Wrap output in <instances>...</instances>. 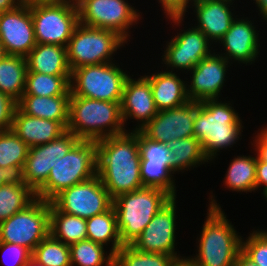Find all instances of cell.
<instances>
[{
	"label": "cell",
	"mask_w": 267,
	"mask_h": 266,
	"mask_svg": "<svg viewBox=\"0 0 267 266\" xmlns=\"http://www.w3.org/2000/svg\"><path fill=\"white\" fill-rule=\"evenodd\" d=\"M97 175L110 196L143 188L137 131L96 141Z\"/></svg>",
	"instance_id": "1"
},
{
	"label": "cell",
	"mask_w": 267,
	"mask_h": 266,
	"mask_svg": "<svg viewBox=\"0 0 267 266\" xmlns=\"http://www.w3.org/2000/svg\"><path fill=\"white\" fill-rule=\"evenodd\" d=\"M230 104L218 99L197 102L194 137L199 140L210 161L221 149L232 147L241 135V119Z\"/></svg>",
	"instance_id": "2"
},
{
	"label": "cell",
	"mask_w": 267,
	"mask_h": 266,
	"mask_svg": "<svg viewBox=\"0 0 267 266\" xmlns=\"http://www.w3.org/2000/svg\"><path fill=\"white\" fill-rule=\"evenodd\" d=\"M212 198L198 241L199 253L187 259L194 266H235L242 238Z\"/></svg>",
	"instance_id": "3"
},
{
	"label": "cell",
	"mask_w": 267,
	"mask_h": 266,
	"mask_svg": "<svg viewBox=\"0 0 267 266\" xmlns=\"http://www.w3.org/2000/svg\"><path fill=\"white\" fill-rule=\"evenodd\" d=\"M120 104L71 94L67 131L91 141L125 133Z\"/></svg>",
	"instance_id": "4"
},
{
	"label": "cell",
	"mask_w": 267,
	"mask_h": 266,
	"mask_svg": "<svg viewBox=\"0 0 267 266\" xmlns=\"http://www.w3.org/2000/svg\"><path fill=\"white\" fill-rule=\"evenodd\" d=\"M172 196L165 190L143 187L113 199L117 227L123 245H131Z\"/></svg>",
	"instance_id": "5"
},
{
	"label": "cell",
	"mask_w": 267,
	"mask_h": 266,
	"mask_svg": "<svg viewBox=\"0 0 267 266\" xmlns=\"http://www.w3.org/2000/svg\"><path fill=\"white\" fill-rule=\"evenodd\" d=\"M97 175V143L79 140L52 167L47 181L35 192L36 198L51 201L66 188Z\"/></svg>",
	"instance_id": "6"
},
{
	"label": "cell",
	"mask_w": 267,
	"mask_h": 266,
	"mask_svg": "<svg viewBox=\"0 0 267 266\" xmlns=\"http://www.w3.org/2000/svg\"><path fill=\"white\" fill-rule=\"evenodd\" d=\"M125 43L114 31L79 23L66 46L70 69L112 62L113 53Z\"/></svg>",
	"instance_id": "7"
},
{
	"label": "cell",
	"mask_w": 267,
	"mask_h": 266,
	"mask_svg": "<svg viewBox=\"0 0 267 266\" xmlns=\"http://www.w3.org/2000/svg\"><path fill=\"white\" fill-rule=\"evenodd\" d=\"M36 44L66 47L79 24L77 5L64 0L31 3Z\"/></svg>",
	"instance_id": "8"
},
{
	"label": "cell",
	"mask_w": 267,
	"mask_h": 266,
	"mask_svg": "<svg viewBox=\"0 0 267 266\" xmlns=\"http://www.w3.org/2000/svg\"><path fill=\"white\" fill-rule=\"evenodd\" d=\"M129 75L112 62L85 65L72 71L70 90L73 96L121 102Z\"/></svg>",
	"instance_id": "9"
},
{
	"label": "cell",
	"mask_w": 267,
	"mask_h": 266,
	"mask_svg": "<svg viewBox=\"0 0 267 266\" xmlns=\"http://www.w3.org/2000/svg\"><path fill=\"white\" fill-rule=\"evenodd\" d=\"M50 234V201L36 198L0 224V241L17 244L31 253Z\"/></svg>",
	"instance_id": "10"
},
{
	"label": "cell",
	"mask_w": 267,
	"mask_h": 266,
	"mask_svg": "<svg viewBox=\"0 0 267 266\" xmlns=\"http://www.w3.org/2000/svg\"><path fill=\"white\" fill-rule=\"evenodd\" d=\"M59 211L84 219L108 211L113 198L98 175L64 189L50 201Z\"/></svg>",
	"instance_id": "11"
},
{
	"label": "cell",
	"mask_w": 267,
	"mask_h": 266,
	"mask_svg": "<svg viewBox=\"0 0 267 266\" xmlns=\"http://www.w3.org/2000/svg\"><path fill=\"white\" fill-rule=\"evenodd\" d=\"M79 23L116 32L125 41L127 32L140 14L125 0H80L77 4Z\"/></svg>",
	"instance_id": "12"
},
{
	"label": "cell",
	"mask_w": 267,
	"mask_h": 266,
	"mask_svg": "<svg viewBox=\"0 0 267 266\" xmlns=\"http://www.w3.org/2000/svg\"><path fill=\"white\" fill-rule=\"evenodd\" d=\"M79 141L71 132L43 145L29 148L19 178L36 192L48 179L53 166Z\"/></svg>",
	"instance_id": "13"
},
{
	"label": "cell",
	"mask_w": 267,
	"mask_h": 266,
	"mask_svg": "<svg viewBox=\"0 0 267 266\" xmlns=\"http://www.w3.org/2000/svg\"><path fill=\"white\" fill-rule=\"evenodd\" d=\"M176 197H172L153 216V219L142 233L131 244L133 248L141 252L164 253L176 257L178 260L185 259L177 255L175 251V218Z\"/></svg>",
	"instance_id": "14"
},
{
	"label": "cell",
	"mask_w": 267,
	"mask_h": 266,
	"mask_svg": "<svg viewBox=\"0 0 267 266\" xmlns=\"http://www.w3.org/2000/svg\"><path fill=\"white\" fill-rule=\"evenodd\" d=\"M0 43L6 55L26 57L36 45L31 3L0 14Z\"/></svg>",
	"instance_id": "15"
},
{
	"label": "cell",
	"mask_w": 267,
	"mask_h": 266,
	"mask_svg": "<svg viewBox=\"0 0 267 266\" xmlns=\"http://www.w3.org/2000/svg\"><path fill=\"white\" fill-rule=\"evenodd\" d=\"M197 102L159 111L140 131L150 140L167 144L170 141L194 136Z\"/></svg>",
	"instance_id": "16"
},
{
	"label": "cell",
	"mask_w": 267,
	"mask_h": 266,
	"mask_svg": "<svg viewBox=\"0 0 267 266\" xmlns=\"http://www.w3.org/2000/svg\"><path fill=\"white\" fill-rule=\"evenodd\" d=\"M211 41L198 28L192 27L177 34L164 51V64L179 70H192L203 58L210 56Z\"/></svg>",
	"instance_id": "17"
},
{
	"label": "cell",
	"mask_w": 267,
	"mask_h": 266,
	"mask_svg": "<svg viewBox=\"0 0 267 266\" xmlns=\"http://www.w3.org/2000/svg\"><path fill=\"white\" fill-rule=\"evenodd\" d=\"M228 63L220 54L213 53L203 58L191 71V85H187L190 101L201 102L206 99H219L223 89Z\"/></svg>",
	"instance_id": "18"
},
{
	"label": "cell",
	"mask_w": 267,
	"mask_h": 266,
	"mask_svg": "<svg viewBox=\"0 0 267 266\" xmlns=\"http://www.w3.org/2000/svg\"><path fill=\"white\" fill-rule=\"evenodd\" d=\"M120 107L123 125L131 117L142 122L133 131H140L159 112L153 99L150 82L145 76L138 78L137 81L130 76L127 78Z\"/></svg>",
	"instance_id": "19"
},
{
	"label": "cell",
	"mask_w": 267,
	"mask_h": 266,
	"mask_svg": "<svg viewBox=\"0 0 267 266\" xmlns=\"http://www.w3.org/2000/svg\"><path fill=\"white\" fill-rule=\"evenodd\" d=\"M254 23L247 19L235 18L230 26V29L218 41L224 46L226 53L221 54L227 61L234 59L239 63H250L258 58L259 46L258 33H256ZM257 34V35H256Z\"/></svg>",
	"instance_id": "20"
},
{
	"label": "cell",
	"mask_w": 267,
	"mask_h": 266,
	"mask_svg": "<svg viewBox=\"0 0 267 266\" xmlns=\"http://www.w3.org/2000/svg\"><path fill=\"white\" fill-rule=\"evenodd\" d=\"M68 122L26 115L16 108L11 129L31 148L51 142L64 134Z\"/></svg>",
	"instance_id": "21"
},
{
	"label": "cell",
	"mask_w": 267,
	"mask_h": 266,
	"mask_svg": "<svg viewBox=\"0 0 267 266\" xmlns=\"http://www.w3.org/2000/svg\"><path fill=\"white\" fill-rule=\"evenodd\" d=\"M234 0H193L192 6L195 8L198 25L195 26L201 30L211 41H219L230 29L234 20L230 6Z\"/></svg>",
	"instance_id": "22"
},
{
	"label": "cell",
	"mask_w": 267,
	"mask_h": 266,
	"mask_svg": "<svg viewBox=\"0 0 267 266\" xmlns=\"http://www.w3.org/2000/svg\"><path fill=\"white\" fill-rule=\"evenodd\" d=\"M151 85L153 99L158 111L185 105L190 101L187 84L170 70L145 76Z\"/></svg>",
	"instance_id": "23"
},
{
	"label": "cell",
	"mask_w": 267,
	"mask_h": 266,
	"mask_svg": "<svg viewBox=\"0 0 267 266\" xmlns=\"http://www.w3.org/2000/svg\"><path fill=\"white\" fill-rule=\"evenodd\" d=\"M28 72L47 75H71L66 47L55 44H36L25 57Z\"/></svg>",
	"instance_id": "24"
},
{
	"label": "cell",
	"mask_w": 267,
	"mask_h": 266,
	"mask_svg": "<svg viewBox=\"0 0 267 266\" xmlns=\"http://www.w3.org/2000/svg\"><path fill=\"white\" fill-rule=\"evenodd\" d=\"M70 96L22 95L17 101V108L26 115L52 121H69Z\"/></svg>",
	"instance_id": "25"
},
{
	"label": "cell",
	"mask_w": 267,
	"mask_h": 266,
	"mask_svg": "<svg viewBox=\"0 0 267 266\" xmlns=\"http://www.w3.org/2000/svg\"><path fill=\"white\" fill-rule=\"evenodd\" d=\"M50 234L69 246L86 240V219L61 212L50 202Z\"/></svg>",
	"instance_id": "26"
},
{
	"label": "cell",
	"mask_w": 267,
	"mask_h": 266,
	"mask_svg": "<svg viewBox=\"0 0 267 266\" xmlns=\"http://www.w3.org/2000/svg\"><path fill=\"white\" fill-rule=\"evenodd\" d=\"M27 72L25 57L4 56L0 61V92L17 102L24 94Z\"/></svg>",
	"instance_id": "27"
},
{
	"label": "cell",
	"mask_w": 267,
	"mask_h": 266,
	"mask_svg": "<svg viewBox=\"0 0 267 266\" xmlns=\"http://www.w3.org/2000/svg\"><path fill=\"white\" fill-rule=\"evenodd\" d=\"M86 224L87 239L103 246L110 241L113 242L110 249L113 255L123 246L113 206L108 211L87 218Z\"/></svg>",
	"instance_id": "28"
},
{
	"label": "cell",
	"mask_w": 267,
	"mask_h": 266,
	"mask_svg": "<svg viewBox=\"0 0 267 266\" xmlns=\"http://www.w3.org/2000/svg\"><path fill=\"white\" fill-rule=\"evenodd\" d=\"M170 151L169 168L174 172L208 162L203 147L194 136L168 142Z\"/></svg>",
	"instance_id": "29"
},
{
	"label": "cell",
	"mask_w": 267,
	"mask_h": 266,
	"mask_svg": "<svg viewBox=\"0 0 267 266\" xmlns=\"http://www.w3.org/2000/svg\"><path fill=\"white\" fill-rule=\"evenodd\" d=\"M36 199L35 192L19 177L0 187V224Z\"/></svg>",
	"instance_id": "30"
},
{
	"label": "cell",
	"mask_w": 267,
	"mask_h": 266,
	"mask_svg": "<svg viewBox=\"0 0 267 266\" xmlns=\"http://www.w3.org/2000/svg\"><path fill=\"white\" fill-rule=\"evenodd\" d=\"M71 75H47L27 72L23 95L60 96L71 95Z\"/></svg>",
	"instance_id": "31"
},
{
	"label": "cell",
	"mask_w": 267,
	"mask_h": 266,
	"mask_svg": "<svg viewBox=\"0 0 267 266\" xmlns=\"http://www.w3.org/2000/svg\"><path fill=\"white\" fill-rule=\"evenodd\" d=\"M28 151L29 146L12 129L0 132V168L19 177Z\"/></svg>",
	"instance_id": "32"
},
{
	"label": "cell",
	"mask_w": 267,
	"mask_h": 266,
	"mask_svg": "<svg viewBox=\"0 0 267 266\" xmlns=\"http://www.w3.org/2000/svg\"><path fill=\"white\" fill-rule=\"evenodd\" d=\"M224 182L232 191L256 190V157L243 155L234 158L226 172Z\"/></svg>",
	"instance_id": "33"
},
{
	"label": "cell",
	"mask_w": 267,
	"mask_h": 266,
	"mask_svg": "<svg viewBox=\"0 0 267 266\" xmlns=\"http://www.w3.org/2000/svg\"><path fill=\"white\" fill-rule=\"evenodd\" d=\"M105 254L103 245L88 239L70 245L71 266H114V255Z\"/></svg>",
	"instance_id": "34"
},
{
	"label": "cell",
	"mask_w": 267,
	"mask_h": 266,
	"mask_svg": "<svg viewBox=\"0 0 267 266\" xmlns=\"http://www.w3.org/2000/svg\"><path fill=\"white\" fill-rule=\"evenodd\" d=\"M178 259L164 253L141 252L123 245L114 254V266H173Z\"/></svg>",
	"instance_id": "35"
},
{
	"label": "cell",
	"mask_w": 267,
	"mask_h": 266,
	"mask_svg": "<svg viewBox=\"0 0 267 266\" xmlns=\"http://www.w3.org/2000/svg\"><path fill=\"white\" fill-rule=\"evenodd\" d=\"M31 257L43 266H71L70 246L55 239L51 234L36 246Z\"/></svg>",
	"instance_id": "36"
},
{
	"label": "cell",
	"mask_w": 267,
	"mask_h": 266,
	"mask_svg": "<svg viewBox=\"0 0 267 266\" xmlns=\"http://www.w3.org/2000/svg\"><path fill=\"white\" fill-rule=\"evenodd\" d=\"M172 172V173H171ZM141 181L144 187H155L165 190L172 197H176V188L172 178L173 171L166 164L140 163Z\"/></svg>",
	"instance_id": "37"
},
{
	"label": "cell",
	"mask_w": 267,
	"mask_h": 266,
	"mask_svg": "<svg viewBox=\"0 0 267 266\" xmlns=\"http://www.w3.org/2000/svg\"><path fill=\"white\" fill-rule=\"evenodd\" d=\"M141 161L166 164L169 167L170 151L165 143L147 138L141 131H137Z\"/></svg>",
	"instance_id": "38"
},
{
	"label": "cell",
	"mask_w": 267,
	"mask_h": 266,
	"mask_svg": "<svg viewBox=\"0 0 267 266\" xmlns=\"http://www.w3.org/2000/svg\"><path fill=\"white\" fill-rule=\"evenodd\" d=\"M241 251L259 266H267V232L253 231L244 242L241 240Z\"/></svg>",
	"instance_id": "39"
},
{
	"label": "cell",
	"mask_w": 267,
	"mask_h": 266,
	"mask_svg": "<svg viewBox=\"0 0 267 266\" xmlns=\"http://www.w3.org/2000/svg\"><path fill=\"white\" fill-rule=\"evenodd\" d=\"M16 108L17 102L0 92V132L11 129Z\"/></svg>",
	"instance_id": "40"
},
{
	"label": "cell",
	"mask_w": 267,
	"mask_h": 266,
	"mask_svg": "<svg viewBox=\"0 0 267 266\" xmlns=\"http://www.w3.org/2000/svg\"><path fill=\"white\" fill-rule=\"evenodd\" d=\"M0 249L2 250L3 257H5L4 253L6 252L10 253L9 256L12 257L11 260L13 259L15 260L13 261L15 263L12 262L13 266H26L29 263V261L32 259L31 257L32 253L27 248L17 245V244L6 243V242L0 241Z\"/></svg>",
	"instance_id": "41"
},
{
	"label": "cell",
	"mask_w": 267,
	"mask_h": 266,
	"mask_svg": "<svg viewBox=\"0 0 267 266\" xmlns=\"http://www.w3.org/2000/svg\"><path fill=\"white\" fill-rule=\"evenodd\" d=\"M191 0H159V3L162 4L164 8L163 11L166 13V17L170 18L175 25H179L182 23L183 17L185 15L187 4H189ZM193 1V0H192Z\"/></svg>",
	"instance_id": "42"
},
{
	"label": "cell",
	"mask_w": 267,
	"mask_h": 266,
	"mask_svg": "<svg viewBox=\"0 0 267 266\" xmlns=\"http://www.w3.org/2000/svg\"><path fill=\"white\" fill-rule=\"evenodd\" d=\"M262 185L263 190L267 188V163L260 161L256 156V191Z\"/></svg>",
	"instance_id": "43"
},
{
	"label": "cell",
	"mask_w": 267,
	"mask_h": 266,
	"mask_svg": "<svg viewBox=\"0 0 267 266\" xmlns=\"http://www.w3.org/2000/svg\"><path fill=\"white\" fill-rule=\"evenodd\" d=\"M257 134L258 136L256 135L255 137L257 139H255L254 142V144H256L254 146L257 148H255V151H257V158L267 163V138L261 132Z\"/></svg>",
	"instance_id": "44"
},
{
	"label": "cell",
	"mask_w": 267,
	"mask_h": 266,
	"mask_svg": "<svg viewBox=\"0 0 267 266\" xmlns=\"http://www.w3.org/2000/svg\"><path fill=\"white\" fill-rule=\"evenodd\" d=\"M22 4L19 0H0V14L13 10Z\"/></svg>",
	"instance_id": "45"
},
{
	"label": "cell",
	"mask_w": 267,
	"mask_h": 266,
	"mask_svg": "<svg viewBox=\"0 0 267 266\" xmlns=\"http://www.w3.org/2000/svg\"><path fill=\"white\" fill-rule=\"evenodd\" d=\"M16 178L17 177L9 170L0 168V187L7 183H11Z\"/></svg>",
	"instance_id": "46"
},
{
	"label": "cell",
	"mask_w": 267,
	"mask_h": 266,
	"mask_svg": "<svg viewBox=\"0 0 267 266\" xmlns=\"http://www.w3.org/2000/svg\"><path fill=\"white\" fill-rule=\"evenodd\" d=\"M235 266H259L248 258L242 251L237 255Z\"/></svg>",
	"instance_id": "47"
},
{
	"label": "cell",
	"mask_w": 267,
	"mask_h": 266,
	"mask_svg": "<svg viewBox=\"0 0 267 266\" xmlns=\"http://www.w3.org/2000/svg\"><path fill=\"white\" fill-rule=\"evenodd\" d=\"M259 8L260 14L263 16V19L267 21V0H254Z\"/></svg>",
	"instance_id": "48"
},
{
	"label": "cell",
	"mask_w": 267,
	"mask_h": 266,
	"mask_svg": "<svg viewBox=\"0 0 267 266\" xmlns=\"http://www.w3.org/2000/svg\"><path fill=\"white\" fill-rule=\"evenodd\" d=\"M173 266H194L187 258L178 260Z\"/></svg>",
	"instance_id": "49"
},
{
	"label": "cell",
	"mask_w": 267,
	"mask_h": 266,
	"mask_svg": "<svg viewBox=\"0 0 267 266\" xmlns=\"http://www.w3.org/2000/svg\"><path fill=\"white\" fill-rule=\"evenodd\" d=\"M22 4H30L34 2H43V1H50V0H19Z\"/></svg>",
	"instance_id": "50"
},
{
	"label": "cell",
	"mask_w": 267,
	"mask_h": 266,
	"mask_svg": "<svg viewBox=\"0 0 267 266\" xmlns=\"http://www.w3.org/2000/svg\"><path fill=\"white\" fill-rule=\"evenodd\" d=\"M4 56H6V53L4 51L2 44L0 43V61L4 58Z\"/></svg>",
	"instance_id": "51"
},
{
	"label": "cell",
	"mask_w": 267,
	"mask_h": 266,
	"mask_svg": "<svg viewBox=\"0 0 267 266\" xmlns=\"http://www.w3.org/2000/svg\"><path fill=\"white\" fill-rule=\"evenodd\" d=\"M26 266H43V265H40V264L36 263L34 260L31 259Z\"/></svg>",
	"instance_id": "52"
},
{
	"label": "cell",
	"mask_w": 267,
	"mask_h": 266,
	"mask_svg": "<svg viewBox=\"0 0 267 266\" xmlns=\"http://www.w3.org/2000/svg\"><path fill=\"white\" fill-rule=\"evenodd\" d=\"M261 133L267 138V127L262 129Z\"/></svg>",
	"instance_id": "53"
},
{
	"label": "cell",
	"mask_w": 267,
	"mask_h": 266,
	"mask_svg": "<svg viewBox=\"0 0 267 266\" xmlns=\"http://www.w3.org/2000/svg\"><path fill=\"white\" fill-rule=\"evenodd\" d=\"M64 1H67V2H72V3H75L77 4L80 0H64Z\"/></svg>",
	"instance_id": "54"
},
{
	"label": "cell",
	"mask_w": 267,
	"mask_h": 266,
	"mask_svg": "<svg viewBox=\"0 0 267 266\" xmlns=\"http://www.w3.org/2000/svg\"><path fill=\"white\" fill-rule=\"evenodd\" d=\"M263 194H264L265 199L267 200V188L263 190Z\"/></svg>",
	"instance_id": "55"
}]
</instances>
